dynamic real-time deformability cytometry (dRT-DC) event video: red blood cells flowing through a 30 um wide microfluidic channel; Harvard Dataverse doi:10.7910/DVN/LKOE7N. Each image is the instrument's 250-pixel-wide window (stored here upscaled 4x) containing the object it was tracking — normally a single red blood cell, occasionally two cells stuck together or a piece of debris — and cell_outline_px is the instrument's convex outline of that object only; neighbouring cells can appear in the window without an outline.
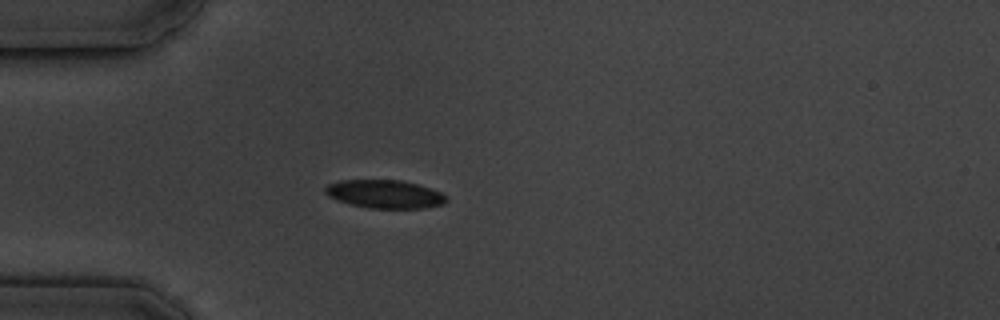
{"species": "common noctule bat (a hibernating species)", "species_latin": "Nyctalus noctula", "temperature_condition": "cold", "stored_images_in_passage": 5, "camera_frame_rate_fps": 3000, "um_per_image_px": 0.085, "animal": {"sex": "male", "body_mass_g": 19.5, "forearm_length_mm": 54.6}, "frame": {"image": 1, "passage_image": 4, "time_ms": 3.667, "image_size_px": [1000, 320], "cell_outline_px": [[448, 200], [444, 204], [424, 208], [368, 208], [348, 204], [336, 200], [328, 196], [324, 192], [324, 188], [328, 184], [340, 180], [400, 180], [416, 184], [440, 192], [448, 196]], "centroid_in_image_um": [32.68, 16.5], "position_along_channel_um": 52.3, "area_um2": 20.06}}